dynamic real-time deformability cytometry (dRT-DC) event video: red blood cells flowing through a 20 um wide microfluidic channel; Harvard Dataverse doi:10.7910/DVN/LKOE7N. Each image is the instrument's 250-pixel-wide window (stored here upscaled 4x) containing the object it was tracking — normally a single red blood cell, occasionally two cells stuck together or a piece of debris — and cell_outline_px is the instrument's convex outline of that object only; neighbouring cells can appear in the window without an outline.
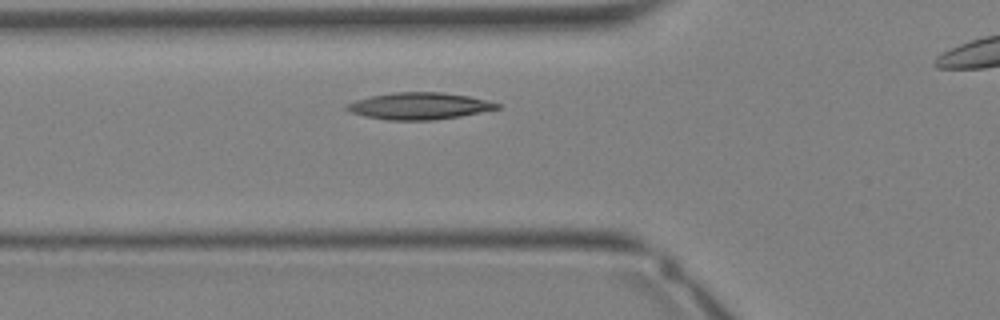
{"species": "Egyptian fruit bat (a non-hibernating species)", "species_latin": "Rousettus aegyptiacus", "temperature_condition": "warm", "stored_images_in_passage": 22, "camera_frame_rate_fps": 3000, "um_per_image_px": 0.085, "animal": {"sex": "female"}, "frame": {"image": 1, "passage_image": 6, "time_ms": 1.667, "image_size_px": [1000, 320], "cell_outline_px": [[500, 108], [460, 116], [432, 120], [388, 120], [364, 116], [352, 112], [344, 108], [348, 104], [356, 100], [372, 96], [392, 92], [440, 92], [468, 96], [500, 104]], "centroid_in_image_um": [35.62, 9.01], "position_along_channel_um": 90.2, "area_um2": 23.18}}
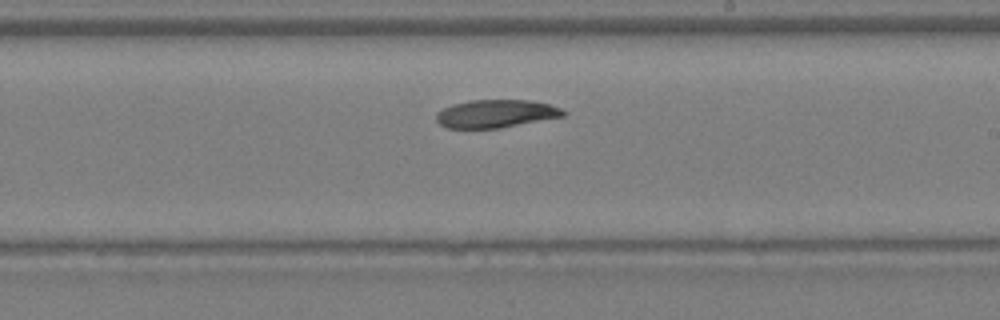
{"frame": {"image": 2, "passage_image": 14, "time_ms": 4.333, "image_size_px": [1000, 320], "cell_outline_px": [[568, 112], [564, 116], [500, 128], [448, 128], [440, 124], [436, 120], [436, 112], [440, 108], [452, 104], [472, 100], [528, 100], [548, 104], [560, 108]], "centroid_in_image_um": [42.12, 9.66], "position_along_channel_um": 246.9, "area_um2": 20.75}}
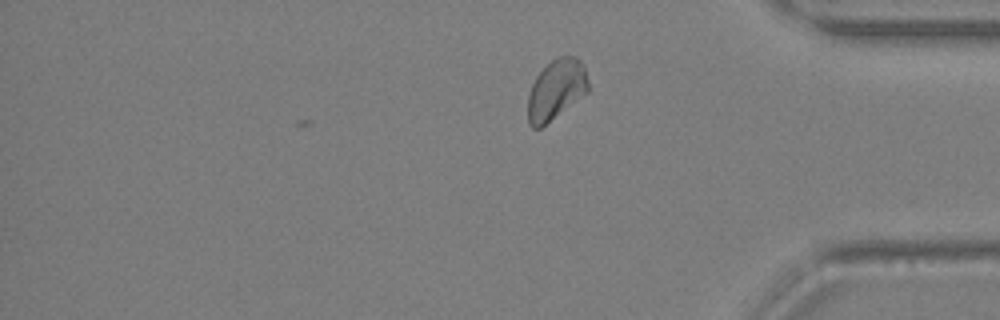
{"frame": {"image": 3, "passage_image": 22, "time_ms": 7.0, "image_size_px": [1000, 320], "cell_outline_px": [[588, 92], [540, 128], [532, 128], [528, 124], [528, 92], [536, 76], [552, 60], [560, 56], [576, 56], [584, 64], [588, 80]], "centroid_in_image_um": [47.27, 7.61], "position_along_channel_um": 387.9, "area_um2": 21.1}}